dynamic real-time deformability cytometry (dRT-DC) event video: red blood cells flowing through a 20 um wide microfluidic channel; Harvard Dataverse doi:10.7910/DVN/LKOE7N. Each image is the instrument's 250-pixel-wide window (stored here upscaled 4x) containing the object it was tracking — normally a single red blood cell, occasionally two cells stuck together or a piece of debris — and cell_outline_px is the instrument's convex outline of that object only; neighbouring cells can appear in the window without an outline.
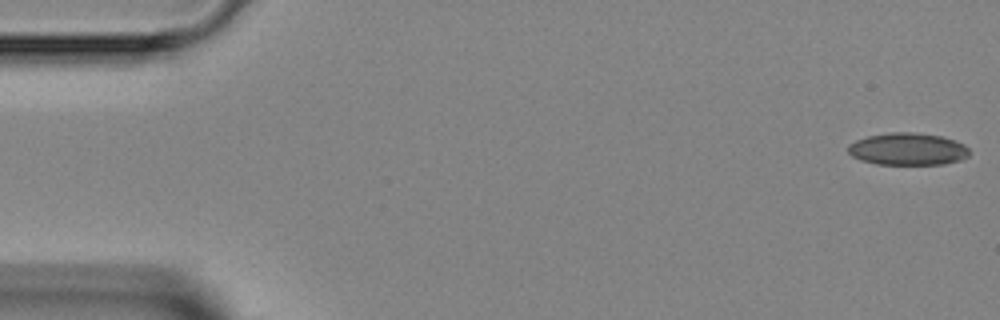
{"species": "Egyptian fruit bat (a non-hibernating species)", "species_latin": "Rousettus aegyptiacus", "temperature_condition": "room temperature", "stored_images_in_passage": 46, "camera_frame_rate_fps": 3000, "um_per_image_px": 0.085, "animal": {"sex": "female"}, "frame": {"image": 1, "passage_image": 1, "time_ms": 0.0, "image_size_px": [1000, 320], "cell_outline_px": [[968, 156], [960, 160], [944, 164], [876, 164], [860, 160], [852, 156], [848, 152], [848, 144], [856, 140], [868, 136], [892, 132], [912, 132], [940, 136], [964, 144], [968, 148]], "centroid_in_image_um": [77.13, 12.67], "position_along_channel_um": 7.9, "area_um2": 22.66}}
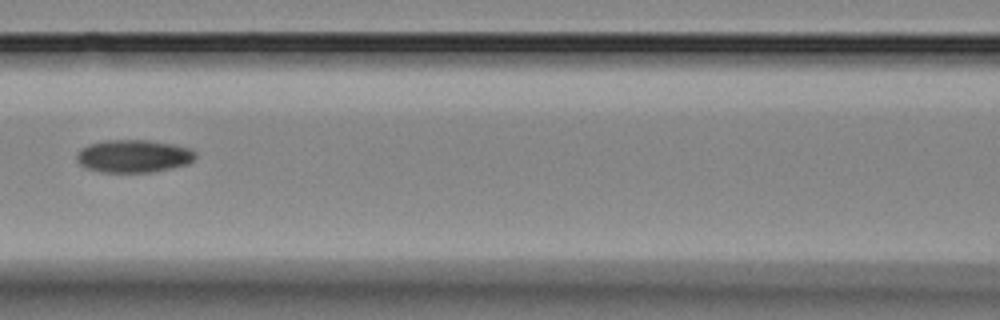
{"frame": {"image": 2, "passage_image": 20, "time_ms": 6.333, "image_size_px": [1000, 320], "cell_outline_px": [[196, 156], [188, 164], [152, 172], [100, 172], [84, 168], [76, 160], [76, 156], [80, 148], [88, 144], [104, 140], [148, 140], [172, 144], [192, 148], [196, 152]], "centroid_in_image_um": [11.33, 13.26], "position_along_channel_um": 155.3, "area_um2": 22.89}}
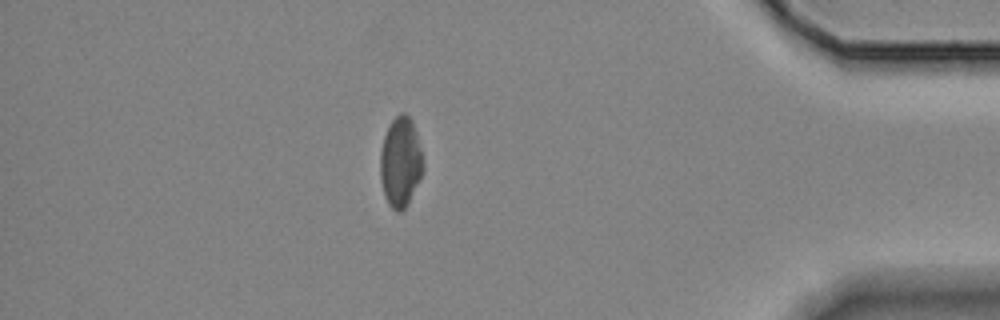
{"frame": {"image": 3, "passage_image": 40, "time_ms": 13.0, "image_size_px": [1000, 320], "cell_outline_px": [[424, 168], [420, 180], [408, 204], [400, 212], [396, 212], [388, 204], [384, 196], [380, 180], [380, 152], [384, 136], [392, 120], [400, 112], [404, 112], [412, 120], [416, 132], [424, 164]], "centroid_in_image_um": [34.04, 13.8], "position_along_channel_um": 401.2, "area_um2": 22.66}}